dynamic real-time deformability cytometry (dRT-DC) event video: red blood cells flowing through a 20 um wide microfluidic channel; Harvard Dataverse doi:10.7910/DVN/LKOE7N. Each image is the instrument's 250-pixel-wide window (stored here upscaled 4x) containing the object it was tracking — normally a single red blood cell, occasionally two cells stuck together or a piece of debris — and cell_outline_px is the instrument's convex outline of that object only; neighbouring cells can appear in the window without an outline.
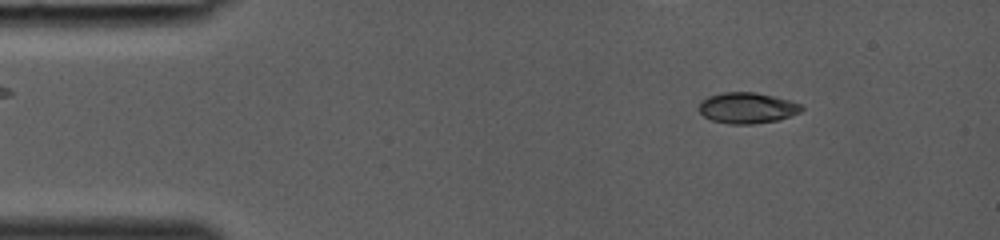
{"species": "common noctule bat (a hibernating species)", "species_latin": "Nyctalus noctula", "temperature_condition": "room temperature", "stored_images_in_passage": 9, "camera_frame_rate_fps": 3000, "um_per_image_px": 0.085, "animal": {"sex": "female", "body_mass_g": 19.0, "forearm_length_mm": 53.3}, "frame": {"image": 1, "passage_image": 6, "time_ms": 1.667, "image_size_px": [1000, 240], "cell_outline_px": [[804, 108], [800, 112], [776, 120], [752, 124], [728, 124], [712, 120], [704, 116], [700, 112], [700, 100], [708, 96], [724, 92], [756, 92], [788, 100], [800, 104]], "centroid_in_image_um": [63.48, 9.17], "position_along_channel_um": 21.5, "area_um2": 18.26}}